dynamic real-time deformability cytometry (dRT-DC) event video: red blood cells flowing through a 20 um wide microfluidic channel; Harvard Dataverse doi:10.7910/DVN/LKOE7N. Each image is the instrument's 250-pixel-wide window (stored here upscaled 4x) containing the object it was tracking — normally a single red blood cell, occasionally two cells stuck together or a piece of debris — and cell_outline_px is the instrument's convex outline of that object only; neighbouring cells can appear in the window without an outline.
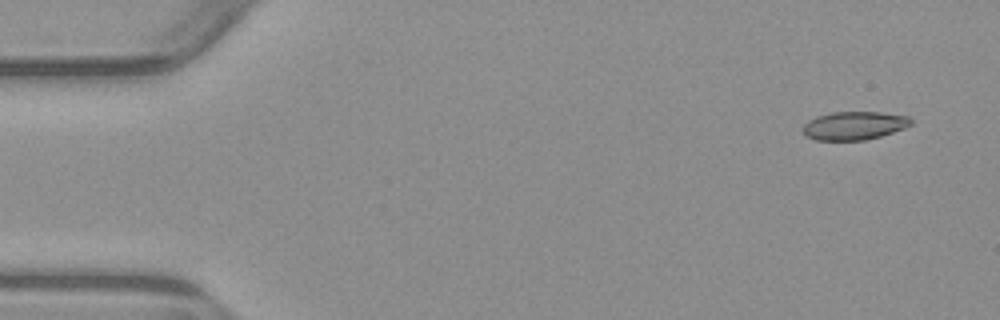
{"species": "common noctule bat (a hibernating species)", "species_latin": "Nyctalus noctula", "temperature_condition": "warm", "stored_images_in_passage": 4, "camera_frame_rate_fps": 3000, "um_per_image_px": 0.085, "animal": {"sex": "male", "body_mass_g": 23.1, "forearm_length_mm": 52.7}, "frame": {"image": 1, "passage_image": 1, "time_ms": 0.0, "image_size_px": [1000, 320], "cell_outline_px": [[912, 124], [904, 128], [880, 136], [864, 140], [816, 140], [804, 136], [804, 124], [808, 120], [816, 116], [832, 112], [880, 112], [908, 116], [912, 120]], "centroid_in_image_um": [72.59, 10.67], "position_along_channel_um": 12.4, "area_um2": 17.8}}
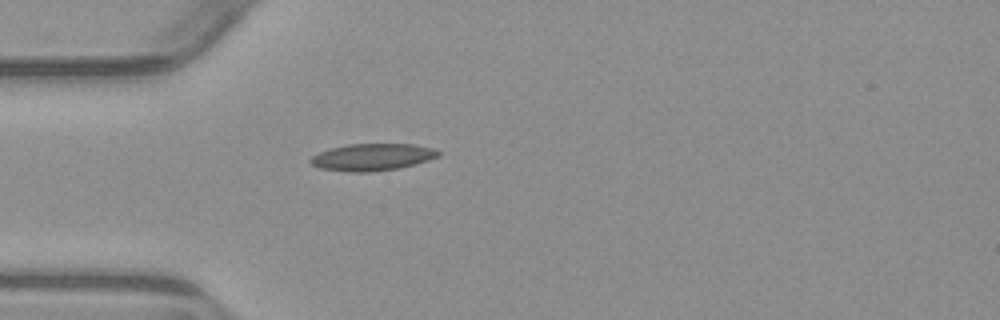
{"frame": {"image": 2, "passage_image": 4, "time_ms": 4.0, "image_size_px": [1000, 320], "cell_outline_px": [[440, 152], [436, 156], [428, 160], [416, 164], [396, 168], [368, 172], [352, 172], [320, 168], [312, 164], [308, 160], [312, 156], [320, 152], [332, 148], [348, 144], [416, 144], [432, 148]], "centroid_in_image_um": [31.63, 13.35], "position_along_channel_um": 53.4, "area_um2": 19.83}}